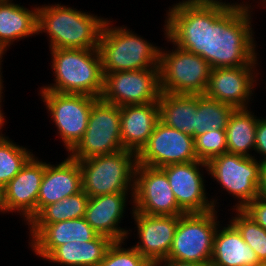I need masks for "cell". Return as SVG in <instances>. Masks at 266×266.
<instances>
[{
    "label": "cell",
    "instance_id": "obj_1",
    "mask_svg": "<svg viewBox=\"0 0 266 266\" xmlns=\"http://www.w3.org/2000/svg\"><path fill=\"white\" fill-rule=\"evenodd\" d=\"M251 7L222 0H182L167 11L164 35L172 45L200 55L212 69L257 66Z\"/></svg>",
    "mask_w": 266,
    "mask_h": 266
},
{
    "label": "cell",
    "instance_id": "obj_2",
    "mask_svg": "<svg viewBox=\"0 0 266 266\" xmlns=\"http://www.w3.org/2000/svg\"><path fill=\"white\" fill-rule=\"evenodd\" d=\"M60 4L38 6L37 32L49 36V49L98 48L107 19Z\"/></svg>",
    "mask_w": 266,
    "mask_h": 266
},
{
    "label": "cell",
    "instance_id": "obj_3",
    "mask_svg": "<svg viewBox=\"0 0 266 266\" xmlns=\"http://www.w3.org/2000/svg\"><path fill=\"white\" fill-rule=\"evenodd\" d=\"M55 83L40 91L85 94L100 98L104 74L97 48L50 49Z\"/></svg>",
    "mask_w": 266,
    "mask_h": 266
},
{
    "label": "cell",
    "instance_id": "obj_4",
    "mask_svg": "<svg viewBox=\"0 0 266 266\" xmlns=\"http://www.w3.org/2000/svg\"><path fill=\"white\" fill-rule=\"evenodd\" d=\"M106 20L98 43L103 73L157 68L160 47L149 43L132 30L119 26L112 27Z\"/></svg>",
    "mask_w": 266,
    "mask_h": 266
},
{
    "label": "cell",
    "instance_id": "obj_5",
    "mask_svg": "<svg viewBox=\"0 0 266 266\" xmlns=\"http://www.w3.org/2000/svg\"><path fill=\"white\" fill-rule=\"evenodd\" d=\"M78 162L82 174V189L90 198L131 191L130 200L133 201L137 165V154L134 151L123 149Z\"/></svg>",
    "mask_w": 266,
    "mask_h": 266
},
{
    "label": "cell",
    "instance_id": "obj_6",
    "mask_svg": "<svg viewBox=\"0 0 266 266\" xmlns=\"http://www.w3.org/2000/svg\"><path fill=\"white\" fill-rule=\"evenodd\" d=\"M173 46L172 51L162 48L160 51L158 67L161 92L204 94L212 69L209 63L200 55Z\"/></svg>",
    "mask_w": 266,
    "mask_h": 266
},
{
    "label": "cell",
    "instance_id": "obj_7",
    "mask_svg": "<svg viewBox=\"0 0 266 266\" xmlns=\"http://www.w3.org/2000/svg\"><path fill=\"white\" fill-rule=\"evenodd\" d=\"M215 209L179 216L172 247L167 258L210 265L215 232L219 226Z\"/></svg>",
    "mask_w": 266,
    "mask_h": 266
},
{
    "label": "cell",
    "instance_id": "obj_8",
    "mask_svg": "<svg viewBox=\"0 0 266 266\" xmlns=\"http://www.w3.org/2000/svg\"><path fill=\"white\" fill-rule=\"evenodd\" d=\"M120 107L98 98L93 104L85 134L69 152L75 160L109 155L123 150Z\"/></svg>",
    "mask_w": 266,
    "mask_h": 266
},
{
    "label": "cell",
    "instance_id": "obj_9",
    "mask_svg": "<svg viewBox=\"0 0 266 266\" xmlns=\"http://www.w3.org/2000/svg\"><path fill=\"white\" fill-rule=\"evenodd\" d=\"M260 167L261 162L255 156L246 157L226 152L207 162V174H211L220 187L237 198L238 202L232 208L236 210L243 209L259 196Z\"/></svg>",
    "mask_w": 266,
    "mask_h": 266
},
{
    "label": "cell",
    "instance_id": "obj_10",
    "mask_svg": "<svg viewBox=\"0 0 266 266\" xmlns=\"http://www.w3.org/2000/svg\"><path fill=\"white\" fill-rule=\"evenodd\" d=\"M39 94L69 153L85 134L92 104L98 98L52 91H40Z\"/></svg>",
    "mask_w": 266,
    "mask_h": 266
},
{
    "label": "cell",
    "instance_id": "obj_11",
    "mask_svg": "<svg viewBox=\"0 0 266 266\" xmlns=\"http://www.w3.org/2000/svg\"><path fill=\"white\" fill-rule=\"evenodd\" d=\"M103 74L100 99L104 102L122 107L159 100L161 94L159 67Z\"/></svg>",
    "mask_w": 266,
    "mask_h": 266
},
{
    "label": "cell",
    "instance_id": "obj_12",
    "mask_svg": "<svg viewBox=\"0 0 266 266\" xmlns=\"http://www.w3.org/2000/svg\"><path fill=\"white\" fill-rule=\"evenodd\" d=\"M133 210L146 215L181 216L166 174L160 168L136 165Z\"/></svg>",
    "mask_w": 266,
    "mask_h": 266
},
{
    "label": "cell",
    "instance_id": "obj_13",
    "mask_svg": "<svg viewBox=\"0 0 266 266\" xmlns=\"http://www.w3.org/2000/svg\"><path fill=\"white\" fill-rule=\"evenodd\" d=\"M194 138L160 120L148 143L137 154V165L162 168L170 164L196 161Z\"/></svg>",
    "mask_w": 266,
    "mask_h": 266
},
{
    "label": "cell",
    "instance_id": "obj_14",
    "mask_svg": "<svg viewBox=\"0 0 266 266\" xmlns=\"http://www.w3.org/2000/svg\"><path fill=\"white\" fill-rule=\"evenodd\" d=\"M203 167L208 170L206 162L196 160L160 168L166 174L177 204L185 214L205 213L217 207V200H208L206 195L205 181L200 172Z\"/></svg>",
    "mask_w": 266,
    "mask_h": 266
},
{
    "label": "cell",
    "instance_id": "obj_15",
    "mask_svg": "<svg viewBox=\"0 0 266 266\" xmlns=\"http://www.w3.org/2000/svg\"><path fill=\"white\" fill-rule=\"evenodd\" d=\"M44 171L45 162L33 155L0 191V212L20 213L27 224L37 214V198Z\"/></svg>",
    "mask_w": 266,
    "mask_h": 266
},
{
    "label": "cell",
    "instance_id": "obj_16",
    "mask_svg": "<svg viewBox=\"0 0 266 266\" xmlns=\"http://www.w3.org/2000/svg\"><path fill=\"white\" fill-rule=\"evenodd\" d=\"M255 68L256 66H238L211 69L204 95L235 109L250 108L248 102L252 98L259 74L255 73Z\"/></svg>",
    "mask_w": 266,
    "mask_h": 266
},
{
    "label": "cell",
    "instance_id": "obj_17",
    "mask_svg": "<svg viewBox=\"0 0 266 266\" xmlns=\"http://www.w3.org/2000/svg\"><path fill=\"white\" fill-rule=\"evenodd\" d=\"M27 224L31 235L29 245L32 251L44 260L58 246L73 241L87 242L98 236L84 217L57 223Z\"/></svg>",
    "mask_w": 266,
    "mask_h": 266
},
{
    "label": "cell",
    "instance_id": "obj_18",
    "mask_svg": "<svg viewBox=\"0 0 266 266\" xmlns=\"http://www.w3.org/2000/svg\"><path fill=\"white\" fill-rule=\"evenodd\" d=\"M139 241L133 247L151 263L167 258L179 216L146 215L132 210Z\"/></svg>",
    "mask_w": 266,
    "mask_h": 266
},
{
    "label": "cell",
    "instance_id": "obj_19",
    "mask_svg": "<svg viewBox=\"0 0 266 266\" xmlns=\"http://www.w3.org/2000/svg\"><path fill=\"white\" fill-rule=\"evenodd\" d=\"M82 174L78 160L68 156L60 164L45 162V171L37 198V213L45 206L81 192Z\"/></svg>",
    "mask_w": 266,
    "mask_h": 266
},
{
    "label": "cell",
    "instance_id": "obj_20",
    "mask_svg": "<svg viewBox=\"0 0 266 266\" xmlns=\"http://www.w3.org/2000/svg\"><path fill=\"white\" fill-rule=\"evenodd\" d=\"M128 195L114 193L89 198L84 218L98 235L113 241H125L130 230L121 228L118 224L122 221Z\"/></svg>",
    "mask_w": 266,
    "mask_h": 266
},
{
    "label": "cell",
    "instance_id": "obj_21",
    "mask_svg": "<svg viewBox=\"0 0 266 266\" xmlns=\"http://www.w3.org/2000/svg\"><path fill=\"white\" fill-rule=\"evenodd\" d=\"M121 141L123 149L138 154L148 143L159 119V105L151 102L143 105L120 107Z\"/></svg>",
    "mask_w": 266,
    "mask_h": 266
},
{
    "label": "cell",
    "instance_id": "obj_22",
    "mask_svg": "<svg viewBox=\"0 0 266 266\" xmlns=\"http://www.w3.org/2000/svg\"><path fill=\"white\" fill-rule=\"evenodd\" d=\"M220 225L214 236L210 266H255L260 263L254 250L244 242L231 222L226 227Z\"/></svg>",
    "mask_w": 266,
    "mask_h": 266
},
{
    "label": "cell",
    "instance_id": "obj_23",
    "mask_svg": "<svg viewBox=\"0 0 266 266\" xmlns=\"http://www.w3.org/2000/svg\"><path fill=\"white\" fill-rule=\"evenodd\" d=\"M12 2L0 1V51L3 54L15 40L38 34V7L29 10Z\"/></svg>",
    "mask_w": 266,
    "mask_h": 266
},
{
    "label": "cell",
    "instance_id": "obj_24",
    "mask_svg": "<svg viewBox=\"0 0 266 266\" xmlns=\"http://www.w3.org/2000/svg\"><path fill=\"white\" fill-rule=\"evenodd\" d=\"M159 119L167 126L182 131L195 139L197 94H170L161 92Z\"/></svg>",
    "mask_w": 266,
    "mask_h": 266
},
{
    "label": "cell",
    "instance_id": "obj_25",
    "mask_svg": "<svg viewBox=\"0 0 266 266\" xmlns=\"http://www.w3.org/2000/svg\"><path fill=\"white\" fill-rule=\"evenodd\" d=\"M112 243L103 235L87 242H68L58 246L45 260L62 266H99Z\"/></svg>",
    "mask_w": 266,
    "mask_h": 266
},
{
    "label": "cell",
    "instance_id": "obj_26",
    "mask_svg": "<svg viewBox=\"0 0 266 266\" xmlns=\"http://www.w3.org/2000/svg\"><path fill=\"white\" fill-rule=\"evenodd\" d=\"M257 116L248 108H236L231 113L225 129L227 152L251 157L255 149Z\"/></svg>",
    "mask_w": 266,
    "mask_h": 266
},
{
    "label": "cell",
    "instance_id": "obj_27",
    "mask_svg": "<svg viewBox=\"0 0 266 266\" xmlns=\"http://www.w3.org/2000/svg\"><path fill=\"white\" fill-rule=\"evenodd\" d=\"M234 109L233 106L204 94L197 95L195 138L213 129H226L228 119Z\"/></svg>",
    "mask_w": 266,
    "mask_h": 266
},
{
    "label": "cell",
    "instance_id": "obj_28",
    "mask_svg": "<svg viewBox=\"0 0 266 266\" xmlns=\"http://www.w3.org/2000/svg\"><path fill=\"white\" fill-rule=\"evenodd\" d=\"M89 196L82 190L63 200L43 207L28 223H57L83 218Z\"/></svg>",
    "mask_w": 266,
    "mask_h": 266
},
{
    "label": "cell",
    "instance_id": "obj_29",
    "mask_svg": "<svg viewBox=\"0 0 266 266\" xmlns=\"http://www.w3.org/2000/svg\"><path fill=\"white\" fill-rule=\"evenodd\" d=\"M33 156L30 150L0 135V191L21 171Z\"/></svg>",
    "mask_w": 266,
    "mask_h": 266
},
{
    "label": "cell",
    "instance_id": "obj_30",
    "mask_svg": "<svg viewBox=\"0 0 266 266\" xmlns=\"http://www.w3.org/2000/svg\"><path fill=\"white\" fill-rule=\"evenodd\" d=\"M230 222L242 235L244 242L257 255L260 262H266V230L248 216L242 209H236Z\"/></svg>",
    "mask_w": 266,
    "mask_h": 266
},
{
    "label": "cell",
    "instance_id": "obj_31",
    "mask_svg": "<svg viewBox=\"0 0 266 266\" xmlns=\"http://www.w3.org/2000/svg\"><path fill=\"white\" fill-rule=\"evenodd\" d=\"M197 159L208 162L218 155L227 152V137L225 129H213L194 139Z\"/></svg>",
    "mask_w": 266,
    "mask_h": 266
},
{
    "label": "cell",
    "instance_id": "obj_32",
    "mask_svg": "<svg viewBox=\"0 0 266 266\" xmlns=\"http://www.w3.org/2000/svg\"><path fill=\"white\" fill-rule=\"evenodd\" d=\"M124 240L113 241L99 266H152L133 246L123 248Z\"/></svg>",
    "mask_w": 266,
    "mask_h": 266
},
{
    "label": "cell",
    "instance_id": "obj_33",
    "mask_svg": "<svg viewBox=\"0 0 266 266\" xmlns=\"http://www.w3.org/2000/svg\"><path fill=\"white\" fill-rule=\"evenodd\" d=\"M256 223L266 230V199L257 196L242 209Z\"/></svg>",
    "mask_w": 266,
    "mask_h": 266
},
{
    "label": "cell",
    "instance_id": "obj_34",
    "mask_svg": "<svg viewBox=\"0 0 266 266\" xmlns=\"http://www.w3.org/2000/svg\"><path fill=\"white\" fill-rule=\"evenodd\" d=\"M257 119L255 152L261 154L264 159H259L260 162L266 161V118Z\"/></svg>",
    "mask_w": 266,
    "mask_h": 266
},
{
    "label": "cell",
    "instance_id": "obj_35",
    "mask_svg": "<svg viewBox=\"0 0 266 266\" xmlns=\"http://www.w3.org/2000/svg\"><path fill=\"white\" fill-rule=\"evenodd\" d=\"M163 264V265H162ZM152 266H210L206 263L184 262L169 258L161 259L152 263Z\"/></svg>",
    "mask_w": 266,
    "mask_h": 266
},
{
    "label": "cell",
    "instance_id": "obj_36",
    "mask_svg": "<svg viewBox=\"0 0 266 266\" xmlns=\"http://www.w3.org/2000/svg\"><path fill=\"white\" fill-rule=\"evenodd\" d=\"M259 196L266 199V161L261 162Z\"/></svg>",
    "mask_w": 266,
    "mask_h": 266
},
{
    "label": "cell",
    "instance_id": "obj_37",
    "mask_svg": "<svg viewBox=\"0 0 266 266\" xmlns=\"http://www.w3.org/2000/svg\"><path fill=\"white\" fill-rule=\"evenodd\" d=\"M3 82H4V81L2 80V76L0 75V135H3L1 129H2V127H4V126H3L4 123L7 122V121H5V119H4V118H5V116H4L5 113L2 112L3 109L1 110V107H2V106H1V105H2L1 102H2V98H3L2 93H4V92H2V91H3V88H4V87H3Z\"/></svg>",
    "mask_w": 266,
    "mask_h": 266
},
{
    "label": "cell",
    "instance_id": "obj_38",
    "mask_svg": "<svg viewBox=\"0 0 266 266\" xmlns=\"http://www.w3.org/2000/svg\"><path fill=\"white\" fill-rule=\"evenodd\" d=\"M3 53L0 51V75H2V73H1V65H2V63L1 62H3V60H2V58H3Z\"/></svg>",
    "mask_w": 266,
    "mask_h": 266
},
{
    "label": "cell",
    "instance_id": "obj_39",
    "mask_svg": "<svg viewBox=\"0 0 266 266\" xmlns=\"http://www.w3.org/2000/svg\"><path fill=\"white\" fill-rule=\"evenodd\" d=\"M255 266H266V262H260V263H258V264L255 265Z\"/></svg>",
    "mask_w": 266,
    "mask_h": 266
}]
</instances>
